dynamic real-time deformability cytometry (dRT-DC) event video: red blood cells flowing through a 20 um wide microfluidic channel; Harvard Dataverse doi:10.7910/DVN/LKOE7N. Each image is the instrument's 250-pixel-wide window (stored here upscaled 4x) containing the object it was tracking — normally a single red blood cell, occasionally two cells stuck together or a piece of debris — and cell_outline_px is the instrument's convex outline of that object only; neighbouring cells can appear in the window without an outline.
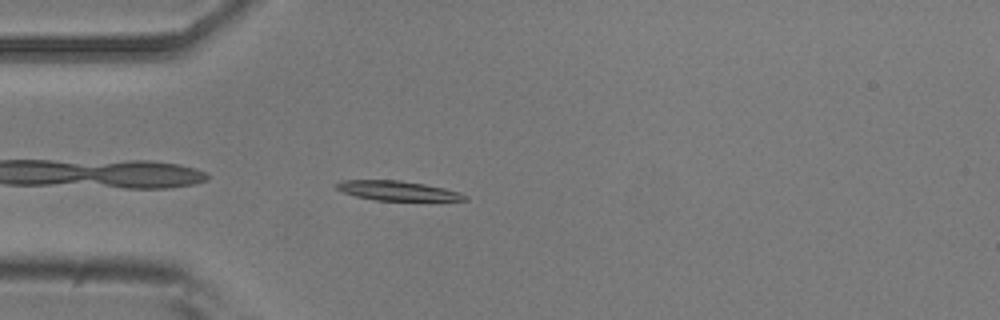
{"species": "common noctule bat (a hibernating species)", "species_latin": "Nyctalus noctula", "temperature_condition": "room temperature", "stored_images_in_passage": 40, "camera_frame_rate_fps": 3000, "um_per_image_px": 0.085, "animal": {"sex": "male", "body_mass_g": 20.5, "forearm_length_mm": 52.5}, "frame": {"image": 1, "passage_image": 2, "time_ms": 0.333, "image_size_px": [1000, 320], "cell_outline_px": [[468, 200], [376, 200], [356, 196], [344, 192], [336, 188], [332, 184], [344, 180], [396, 180], [424, 184], [444, 188], [460, 192], [468, 196]], "centroid_in_image_um": [33.77, 16.2], "position_along_channel_um": 51.2, "area_um2": 14.45}}
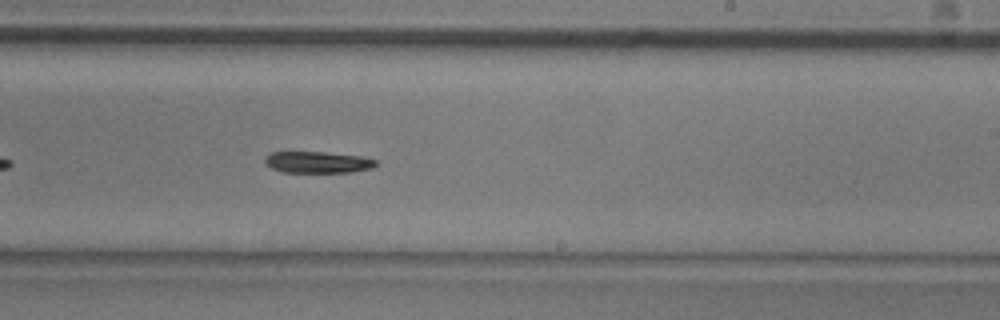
{"frame": {"image": 2, "passage_image": 19, "time_ms": 6.0, "image_size_px": [1000, 320], "cell_outline_px": [[376, 164], [372, 168], [352, 172], [280, 172], [264, 164], [264, 160], [272, 152], [324, 152], [364, 156], [376, 160]], "centroid_in_image_um": [27.01, 13.79], "position_along_channel_um": 262.0, "area_um2": 13.93}}
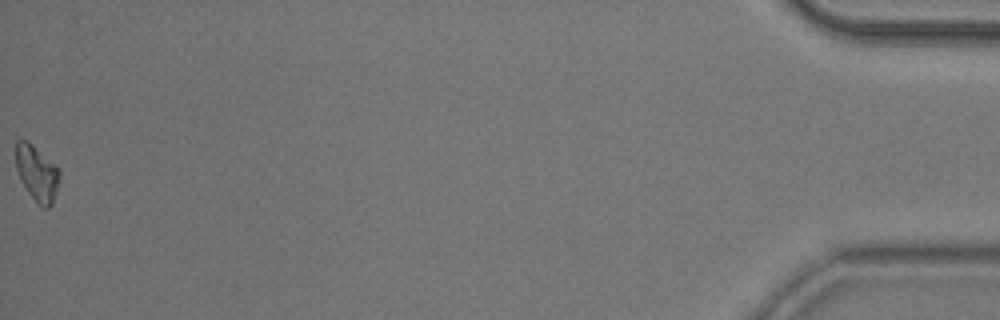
{"frame": {"image": 3, "passage_image": 40, "time_ms": 13.0, "image_size_px": [1000, 320], "cell_outline_px": [[60, 180], [52, 204], [48, 208], [44, 208], [28, 192], [16, 168], [16, 140], [28, 140], [60, 172]], "centroid_in_image_um": [3.14, 14.72], "position_along_channel_um": 432.1, "area_um2": 13.58}, "authors_computed_cell_mechanics": {"area_um2": 14.7101, "velocity_mm_per_s": 3.8779, "shape_relaxation_time_tau1_ms": 2.2315, "shape_relaxation_time_tau2_ms": null, "deformation_change_tau1": 0.1501, "deformation_change_tau2": null}}